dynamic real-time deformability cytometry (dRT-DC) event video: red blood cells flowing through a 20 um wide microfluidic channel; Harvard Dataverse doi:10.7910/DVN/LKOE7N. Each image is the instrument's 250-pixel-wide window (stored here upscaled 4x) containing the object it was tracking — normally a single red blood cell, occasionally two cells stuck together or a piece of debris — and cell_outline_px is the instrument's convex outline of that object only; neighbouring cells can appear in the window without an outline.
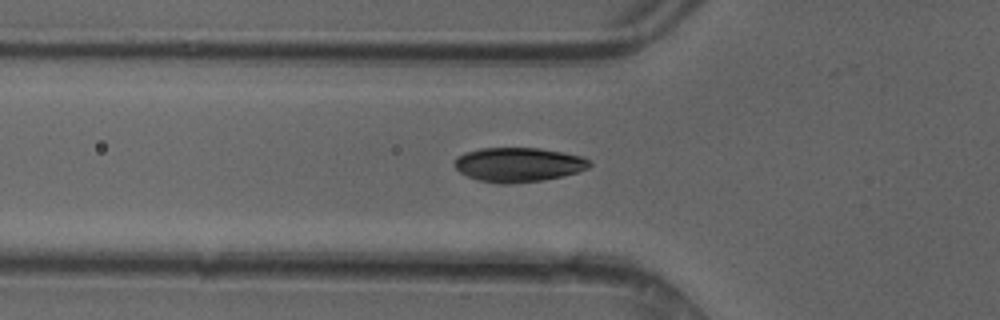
{"species": "common noctule bat (a hibernating species)", "species_latin": "Nyctalus noctula", "temperature_condition": "cold", "stored_images_in_passage": 30, "camera_frame_rate_fps": 3000, "um_per_image_px": 0.085, "animal": {"sex": "female"}, "frame": {"image": 1, "passage_image": 4, "time_ms": 1.0, "image_size_px": [1000, 320], "cell_outline_px": [[592, 164], [588, 168], [580, 172], [564, 176], [544, 180], [508, 184], [500, 184], [480, 180], [468, 176], [460, 172], [452, 164], [456, 156], [464, 152], [480, 148], [540, 148], [564, 152], [580, 156], [592, 160]], "centroid_in_image_um": [44.08, 13.99], "position_along_channel_um": 81.7, "area_um2": 27.4}}
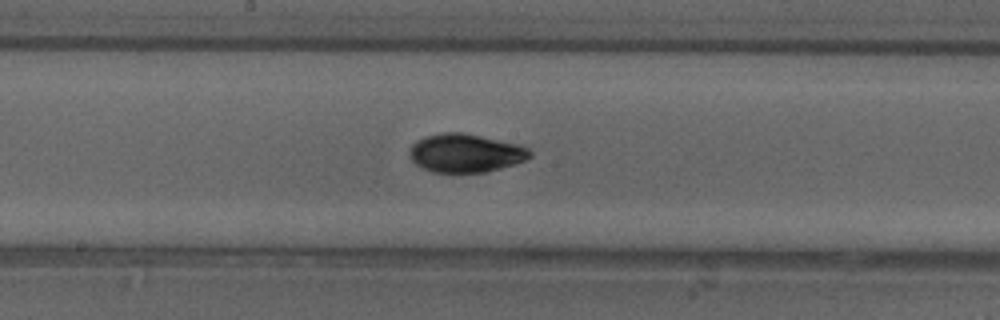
{"frame": {"image": 2, "passage_image": 13, "time_ms": 4.0, "image_size_px": [1000, 320], "cell_outline_px": [[532, 156], [524, 160], [500, 168], [484, 172], [432, 172], [416, 164], [412, 160], [408, 148], [416, 140], [424, 136], [440, 132], [460, 132], [520, 144], [528, 148], [532, 152]], "centroid_in_image_um": [39.54, 12.99], "position_along_channel_um": 208.7, "area_um2": 26.93}}
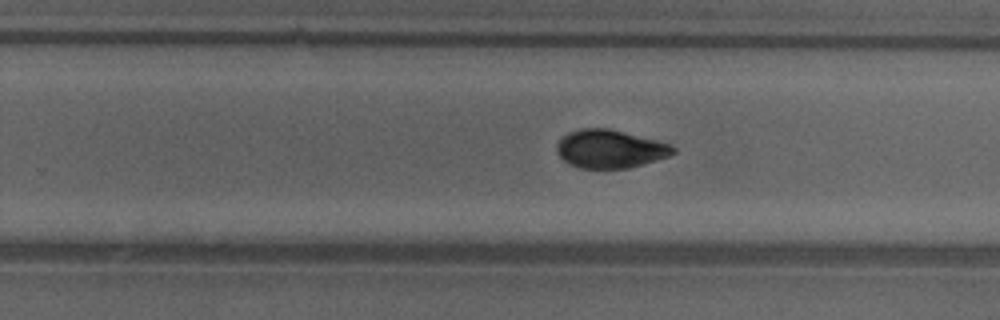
{"frame": {"image": 3, "passage_image": 18, "time_ms": 5.667, "image_size_px": [1000, 320], "cell_outline_px": [[676, 152], [668, 156], [656, 160], [628, 168], [580, 168], [568, 164], [560, 156], [556, 148], [556, 144], [560, 136], [568, 132], [580, 128], [608, 128], [672, 144], [676, 148]], "centroid_in_image_um": [51.82, 12.65], "position_along_channel_um": 278.0, "area_um2": 26.01}, "authors_computed_cell_mechanics": {"area_um2": 27.1371, "velocity_mm_per_s": 4.1965, "shape_relaxation_time_tau1_ms": 4.0507, "shape_relaxation_time_tau2_ms": 5.3318, "deformation_change_tau1": 0.1076, "deformation_change_tau2": 0.0546}}